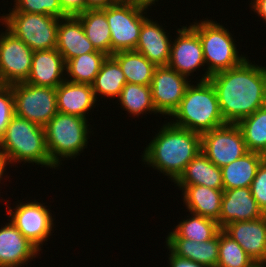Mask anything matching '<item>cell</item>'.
I'll list each match as a JSON object with an SVG mask.
<instances>
[{"instance_id":"6da1fadb","label":"cell","mask_w":266,"mask_h":267,"mask_svg":"<svg viewBox=\"0 0 266 267\" xmlns=\"http://www.w3.org/2000/svg\"><path fill=\"white\" fill-rule=\"evenodd\" d=\"M208 80L216 91L226 123L237 124L266 105V66L249 57L239 66L218 72Z\"/></svg>"},{"instance_id":"7a4b0ae2","label":"cell","mask_w":266,"mask_h":267,"mask_svg":"<svg viewBox=\"0 0 266 267\" xmlns=\"http://www.w3.org/2000/svg\"><path fill=\"white\" fill-rule=\"evenodd\" d=\"M164 122L141 152L140 161L174 183L201 151V134L178 127L168 120Z\"/></svg>"},{"instance_id":"3957f363","label":"cell","mask_w":266,"mask_h":267,"mask_svg":"<svg viewBox=\"0 0 266 267\" xmlns=\"http://www.w3.org/2000/svg\"><path fill=\"white\" fill-rule=\"evenodd\" d=\"M0 155L11 168L14 165L18 168L22 163L32 166L35 163L46 170H59L47 151L44 127L17 115L12 117L0 139Z\"/></svg>"},{"instance_id":"277c9868","label":"cell","mask_w":266,"mask_h":267,"mask_svg":"<svg viewBox=\"0 0 266 267\" xmlns=\"http://www.w3.org/2000/svg\"><path fill=\"white\" fill-rule=\"evenodd\" d=\"M168 120L178 127L201 135L226 124L220 112L216 91L209 80H193Z\"/></svg>"},{"instance_id":"5b68a950","label":"cell","mask_w":266,"mask_h":267,"mask_svg":"<svg viewBox=\"0 0 266 267\" xmlns=\"http://www.w3.org/2000/svg\"><path fill=\"white\" fill-rule=\"evenodd\" d=\"M90 123L92 121L89 122L88 119L58 112L44 126L47 151L51 161L59 169L61 165L64 167L62 161L78 159L88 148V139L91 134L95 136V128Z\"/></svg>"},{"instance_id":"8992f818","label":"cell","mask_w":266,"mask_h":267,"mask_svg":"<svg viewBox=\"0 0 266 267\" xmlns=\"http://www.w3.org/2000/svg\"><path fill=\"white\" fill-rule=\"evenodd\" d=\"M188 23L199 35L204 61L210 76L239 66L247 54L239 53L237 41L229 28L215 19L205 17L202 20ZM233 34V35H232ZM234 37V38H233ZM238 48V49H237Z\"/></svg>"},{"instance_id":"52a82bcc","label":"cell","mask_w":266,"mask_h":267,"mask_svg":"<svg viewBox=\"0 0 266 267\" xmlns=\"http://www.w3.org/2000/svg\"><path fill=\"white\" fill-rule=\"evenodd\" d=\"M5 201L6 215L15 227L31 242L33 243L40 251L43 252V245H48V240L50 241V236L55 235L54 228H56V221L52 213L51 205L47 206V202L40 200H30L26 201L17 200L14 201V206H9L11 200L2 198L1 201ZM30 200V201H29ZM25 202V203H24ZM50 207V208H48ZM53 215V216H52ZM45 243V244H44Z\"/></svg>"},{"instance_id":"ba28073f","label":"cell","mask_w":266,"mask_h":267,"mask_svg":"<svg viewBox=\"0 0 266 267\" xmlns=\"http://www.w3.org/2000/svg\"><path fill=\"white\" fill-rule=\"evenodd\" d=\"M59 20L53 15L38 13L8 11L0 14V26L4 25L33 51L56 48Z\"/></svg>"},{"instance_id":"9c48e42d","label":"cell","mask_w":266,"mask_h":267,"mask_svg":"<svg viewBox=\"0 0 266 267\" xmlns=\"http://www.w3.org/2000/svg\"><path fill=\"white\" fill-rule=\"evenodd\" d=\"M111 31V55L120 51L135 50L142 23L149 17L147 9L132 0H119L101 9ZM148 13V14H147Z\"/></svg>"},{"instance_id":"30bf717a","label":"cell","mask_w":266,"mask_h":267,"mask_svg":"<svg viewBox=\"0 0 266 267\" xmlns=\"http://www.w3.org/2000/svg\"><path fill=\"white\" fill-rule=\"evenodd\" d=\"M179 26L181 28L177 27V32L174 31L176 35H174L175 40L172 39L171 42L170 60L168 66L190 80L194 79L202 68L204 74L202 73L201 75L200 73L199 76H197L198 78H195V81L208 80L210 75L206 69L199 35L190 25L188 26L186 24V26ZM194 72L197 74H194Z\"/></svg>"},{"instance_id":"8fae6325","label":"cell","mask_w":266,"mask_h":267,"mask_svg":"<svg viewBox=\"0 0 266 267\" xmlns=\"http://www.w3.org/2000/svg\"><path fill=\"white\" fill-rule=\"evenodd\" d=\"M15 115L45 126L58 113L56 88L26 82L12 85Z\"/></svg>"},{"instance_id":"7c38bea8","label":"cell","mask_w":266,"mask_h":267,"mask_svg":"<svg viewBox=\"0 0 266 267\" xmlns=\"http://www.w3.org/2000/svg\"><path fill=\"white\" fill-rule=\"evenodd\" d=\"M201 151L217 167L222 168L238 158L248 149L237 124L226 123L201 135Z\"/></svg>"},{"instance_id":"4fadbf2b","label":"cell","mask_w":266,"mask_h":267,"mask_svg":"<svg viewBox=\"0 0 266 267\" xmlns=\"http://www.w3.org/2000/svg\"><path fill=\"white\" fill-rule=\"evenodd\" d=\"M3 30L0 31V84L11 86L26 82L30 74L33 50L4 26Z\"/></svg>"},{"instance_id":"5bb4252c","label":"cell","mask_w":266,"mask_h":267,"mask_svg":"<svg viewBox=\"0 0 266 267\" xmlns=\"http://www.w3.org/2000/svg\"><path fill=\"white\" fill-rule=\"evenodd\" d=\"M189 78L167 66H156L150 84L152 101L161 117L169 118L178 108L187 87Z\"/></svg>"},{"instance_id":"9a60e30c","label":"cell","mask_w":266,"mask_h":267,"mask_svg":"<svg viewBox=\"0 0 266 267\" xmlns=\"http://www.w3.org/2000/svg\"><path fill=\"white\" fill-rule=\"evenodd\" d=\"M0 226V267L30 265L42 253L8 219Z\"/></svg>"},{"instance_id":"2e32d148","label":"cell","mask_w":266,"mask_h":267,"mask_svg":"<svg viewBox=\"0 0 266 267\" xmlns=\"http://www.w3.org/2000/svg\"><path fill=\"white\" fill-rule=\"evenodd\" d=\"M222 230L233 238L255 263L266 264V214L256 220L229 223Z\"/></svg>"},{"instance_id":"e0dca14e","label":"cell","mask_w":266,"mask_h":267,"mask_svg":"<svg viewBox=\"0 0 266 267\" xmlns=\"http://www.w3.org/2000/svg\"><path fill=\"white\" fill-rule=\"evenodd\" d=\"M166 23L148 17L141 26L139 41L135 48L155 66H167L170 60L172 35L166 30ZM163 25H165L163 27Z\"/></svg>"},{"instance_id":"ac0fdd59","label":"cell","mask_w":266,"mask_h":267,"mask_svg":"<svg viewBox=\"0 0 266 267\" xmlns=\"http://www.w3.org/2000/svg\"><path fill=\"white\" fill-rule=\"evenodd\" d=\"M265 214L251 194L250 187L223 189L218 225L222 229L229 223L256 220Z\"/></svg>"},{"instance_id":"d6986e66","label":"cell","mask_w":266,"mask_h":267,"mask_svg":"<svg viewBox=\"0 0 266 267\" xmlns=\"http://www.w3.org/2000/svg\"><path fill=\"white\" fill-rule=\"evenodd\" d=\"M56 101L58 112L94 121L89 116L98 101L92 85L65 80L56 88Z\"/></svg>"},{"instance_id":"ffe728a7","label":"cell","mask_w":266,"mask_h":267,"mask_svg":"<svg viewBox=\"0 0 266 267\" xmlns=\"http://www.w3.org/2000/svg\"><path fill=\"white\" fill-rule=\"evenodd\" d=\"M66 80V62L54 49L33 51L28 84L57 88Z\"/></svg>"},{"instance_id":"44dd1931","label":"cell","mask_w":266,"mask_h":267,"mask_svg":"<svg viewBox=\"0 0 266 267\" xmlns=\"http://www.w3.org/2000/svg\"><path fill=\"white\" fill-rule=\"evenodd\" d=\"M182 192L186 212L219 220L223 189H212L202 185H174Z\"/></svg>"},{"instance_id":"7402d4cb","label":"cell","mask_w":266,"mask_h":267,"mask_svg":"<svg viewBox=\"0 0 266 267\" xmlns=\"http://www.w3.org/2000/svg\"><path fill=\"white\" fill-rule=\"evenodd\" d=\"M56 50L61 53L65 62L82 54L97 52L76 16L60 18Z\"/></svg>"},{"instance_id":"603a6c76","label":"cell","mask_w":266,"mask_h":267,"mask_svg":"<svg viewBox=\"0 0 266 267\" xmlns=\"http://www.w3.org/2000/svg\"><path fill=\"white\" fill-rule=\"evenodd\" d=\"M165 239V247L174 255L208 267H217L219 233L214 238L200 243L185 238Z\"/></svg>"},{"instance_id":"cb8c5ba5","label":"cell","mask_w":266,"mask_h":267,"mask_svg":"<svg viewBox=\"0 0 266 267\" xmlns=\"http://www.w3.org/2000/svg\"><path fill=\"white\" fill-rule=\"evenodd\" d=\"M175 185H202L212 189H224L221 168L200 151L174 182Z\"/></svg>"},{"instance_id":"d4e9b609","label":"cell","mask_w":266,"mask_h":267,"mask_svg":"<svg viewBox=\"0 0 266 267\" xmlns=\"http://www.w3.org/2000/svg\"><path fill=\"white\" fill-rule=\"evenodd\" d=\"M266 158L258 152L249 151L241 158L221 168L224 189L250 187L261 162Z\"/></svg>"},{"instance_id":"484cf974","label":"cell","mask_w":266,"mask_h":267,"mask_svg":"<svg viewBox=\"0 0 266 267\" xmlns=\"http://www.w3.org/2000/svg\"><path fill=\"white\" fill-rule=\"evenodd\" d=\"M126 83L125 75L119 63L112 56H108L103 62L92 88L99 103L101 98L106 102L108 99L113 102V99L116 100L119 97Z\"/></svg>"},{"instance_id":"4316f807","label":"cell","mask_w":266,"mask_h":267,"mask_svg":"<svg viewBox=\"0 0 266 267\" xmlns=\"http://www.w3.org/2000/svg\"><path fill=\"white\" fill-rule=\"evenodd\" d=\"M115 101H117L115 102L117 105H120L119 108L127 111L125 113L129 114V117L142 116L141 118H143V115L147 116L146 114L159 116L152 101L150 85L126 83Z\"/></svg>"},{"instance_id":"83f0119b","label":"cell","mask_w":266,"mask_h":267,"mask_svg":"<svg viewBox=\"0 0 266 267\" xmlns=\"http://www.w3.org/2000/svg\"><path fill=\"white\" fill-rule=\"evenodd\" d=\"M184 218L182 216L166 238H185L200 243L214 238L221 230L217 221L201 215L189 212Z\"/></svg>"},{"instance_id":"f1b7e54d","label":"cell","mask_w":266,"mask_h":267,"mask_svg":"<svg viewBox=\"0 0 266 267\" xmlns=\"http://www.w3.org/2000/svg\"><path fill=\"white\" fill-rule=\"evenodd\" d=\"M76 17L95 50L111 56V31L106 14L101 9H87Z\"/></svg>"},{"instance_id":"f546056e","label":"cell","mask_w":266,"mask_h":267,"mask_svg":"<svg viewBox=\"0 0 266 267\" xmlns=\"http://www.w3.org/2000/svg\"><path fill=\"white\" fill-rule=\"evenodd\" d=\"M120 65L126 82L150 85L156 66L136 50L120 51L111 55Z\"/></svg>"},{"instance_id":"4dcf8cb0","label":"cell","mask_w":266,"mask_h":267,"mask_svg":"<svg viewBox=\"0 0 266 267\" xmlns=\"http://www.w3.org/2000/svg\"><path fill=\"white\" fill-rule=\"evenodd\" d=\"M107 57L108 55L97 51L68 60L66 62V80L92 85Z\"/></svg>"},{"instance_id":"1f68e13d","label":"cell","mask_w":266,"mask_h":267,"mask_svg":"<svg viewBox=\"0 0 266 267\" xmlns=\"http://www.w3.org/2000/svg\"><path fill=\"white\" fill-rule=\"evenodd\" d=\"M248 151L266 156V105L237 123Z\"/></svg>"},{"instance_id":"d6a6232c","label":"cell","mask_w":266,"mask_h":267,"mask_svg":"<svg viewBox=\"0 0 266 267\" xmlns=\"http://www.w3.org/2000/svg\"><path fill=\"white\" fill-rule=\"evenodd\" d=\"M254 264L255 262L241 246L221 229L217 267H252Z\"/></svg>"},{"instance_id":"836d02e7","label":"cell","mask_w":266,"mask_h":267,"mask_svg":"<svg viewBox=\"0 0 266 267\" xmlns=\"http://www.w3.org/2000/svg\"><path fill=\"white\" fill-rule=\"evenodd\" d=\"M12 5L13 8L9 7L8 11L53 15L57 18L67 17L59 0H14Z\"/></svg>"},{"instance_id":"e575fe53","label":"cell","mask_w":266,"mask_h":267,"mask_svg":"<svg viewBox=\"0 0 266 267\" xmlns=\"http://www.w3.org/2000/svg\"><path fill=\"white\" fill-rule=\"evenodd\" d=\"M15 115L14 108V95L12 85L0 86V139L4 135V132Z\"/></svg>"},{"instance_id":"d590c367","label":"cell","mask_w":266,"mask_h":267,"mask_svg":"<svg viewBox=\"0 0 266 267\" xmlns=\"http://www.w3.org/2000/svg\"><path fill=\"white\" fill-rule=\"evenodd\" d=\"M250 190L259 208L266 214V158L258 167L256 176L250 185Z\"/></svg>"},{"instance_id":"8d00e7d4","label":"cell","mask_w":266,"mask_h":267,"mask_svg":"<svg viewBox=\"0 0 266 267\" xmlns=\"http://www.w3.org/2000/svg\"><path fill=\"white\" fill-rule=\"evenodd\" d=\"M67 16H76L86 10V0H59Z\"/></svg>"},{"instance_id":"74e56055","label":"cell","mask_w":266,"mask_h":267,"mask_svg":"<svg viewBox=\"0 0 266 267\" xmlns=\"http://www.w3.org/2000/svg\"><path fill=\"white\" fill-rule=\"evenodd\" d=\"M167 254H168V267H208L199 263H196L194 261L178 257L174 255L168 248H167Z\"/></svg>"},{"instance_id":"f35d334b","label":"cell","mask_w":266,"mask_h":267,"mask_svg":"<svg viewBox=\"0 0 266 267\" xmlns=\"http://www.w3.org/2000/svg\"><path fill=\"white\" fill-rule=\"evenodd\" d=\"M253 11V14H257V16L261 17L263 23L266 24V0H251L248 4Z\"/></svg>"},{"instance_id":"ab89813d","label":"cell","mask_w":266,"mask_h":267,"mask_svg":"<svg viewBox=\"0 0 266 267\" xmlns=\"http://www.w3.org/2000/svg\"><path fill=\"white\" fill-rule=\"evenodd\" d=\"M119 0H86L87 9H102L117 3Z\"/></svg>"},{"instance_id":"60d3db41","label":"cell","mask_w":266,"mask_h":267,"mask_svg":"<svg viewBox=\"0 0 266 267\" xmlns=\"http://www.w3.org/2000/svg\"><path fill=\"white\" fill-rule=\"evenodd\" d=\"M9 166V167H7ZM8 168H10V164L0 155V184H2V186L4 185V181L8 178L10 180V176L11 174L9 175L7 173L8 171ZM7 170V171H6ZM6 172V173H5ZM7 174V175H6ZM9 175V176H8ZM4 180V181H3ZM1 181H3L1 183ZM0 188H1V185H0ZM1 194V192H0Z\"/></svg>"},{"instance_id":"b9f144b4","label":"cell","mask_w":266,"mask_h":267,"mask_svg":"<svg viewBox=\"0 0 266 267\" xmlns=\"http://www.w3.org/2000/svg\"><path fill=\"white\" fill-rule=\"evenodd\" d=\"M132 1L135 2L136 4H138L140 7L147 9V10L150 9V11H151L152 8L154 6H156V4L158 5L159 1H163V0H132Z\"/></svg>"},{"instance_id":"7bdbcfd3","label":"cell","mask_w":266,"mask_h":267,"mask_svg":"<svg viewBox=\"0 0 266 267\" xmlns=\"http://www.w3.org/2000/svg\"><path fill=\"white\" fill-rule=\"evenodd\" d=\"M252 267H266L265 263H255Z\"/></svg>"}]
</instances>
